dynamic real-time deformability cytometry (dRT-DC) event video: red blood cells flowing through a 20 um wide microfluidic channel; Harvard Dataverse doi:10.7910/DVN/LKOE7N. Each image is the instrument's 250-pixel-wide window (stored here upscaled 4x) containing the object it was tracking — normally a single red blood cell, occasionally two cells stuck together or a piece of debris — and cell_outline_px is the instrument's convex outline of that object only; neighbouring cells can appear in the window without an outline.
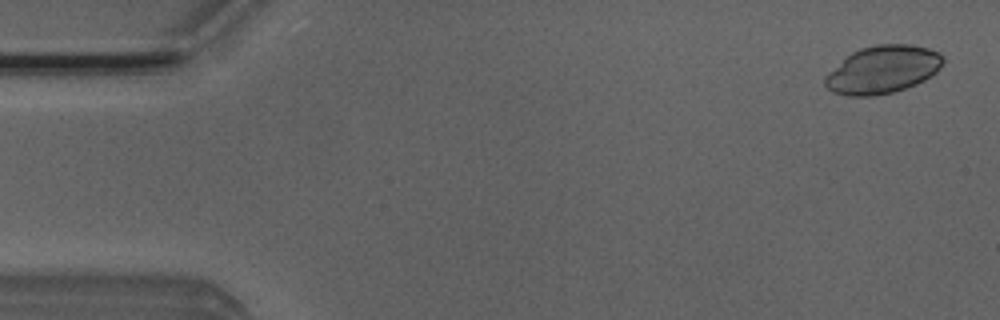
{"species": "Egyptian fruit bat (a non-hibernating species)", "species_latin": "Rousettus aegyptiacus", "temperature_condition": "room temperature", "stored_images_in_passage": 51, "camera_frame_rate_fps": 3000, "um_per_image_px": 0.085, "animal": {"sex": "male"}, "frame": {"image": 1, "passage_image": 2, "time_ms": 0.333, "image_size_px": [1000, 320], "cell_outline_px": [[944, 60], [940, 68], [936, 72], [924, 80], [916, 84], [892, 92], [872, 96], [848, 96], [832, 92], [824, 84], [824, 76], [828, 72], [852, 52], [860, 48], [876, 44], [908, 44], [928, 48], [940, 52], [944, 56]], "centroid_in_image_um": [75.03, 5.91], "position_along_channel_um": 10.0, "area_um2": 32.83}}